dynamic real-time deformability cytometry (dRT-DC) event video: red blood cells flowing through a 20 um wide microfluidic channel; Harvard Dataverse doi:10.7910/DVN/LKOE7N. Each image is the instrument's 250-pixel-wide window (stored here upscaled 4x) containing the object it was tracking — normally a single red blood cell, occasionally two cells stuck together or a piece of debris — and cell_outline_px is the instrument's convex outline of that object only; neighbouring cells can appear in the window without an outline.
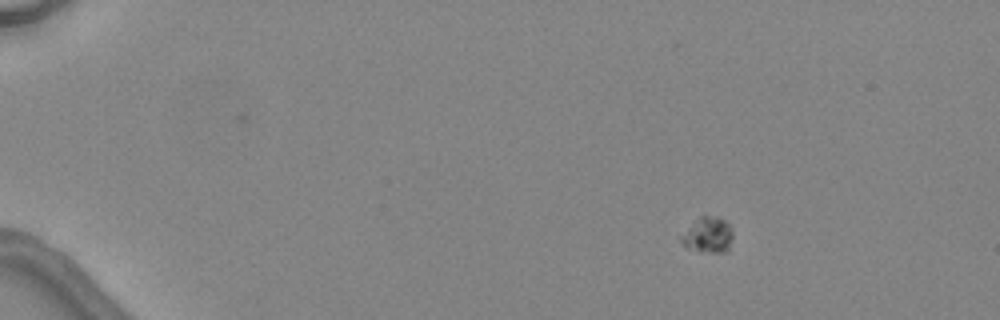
{"species": "common noctule bat (a hibernating species)", "species_latin": "Nyctalus noctula", "temperature_condition": "warm", "stored_images_in_passage": 6, "camera_frame_rate_fps": 3000, "um_per_image_px": 0.085, "animal": {"sex": "female", "body_mass_g": 24.6, "forearm_length_mm": 56.2}, "frame": {"image": 1, "passage_image": 2, "time_ms": 2.0, "image_size_px": [1000, 320], "cell_outline_px": [[732, 236], [728, 252], [700, 252], [688, 248], [680, 240], [680, 236], [700, 216], [716, 216], [724, 220], [732, 228]], "centroid_in_image_um": [60.19, 19.99], "position_along_channel_um": 24.8, "area_um2": 10.64}}
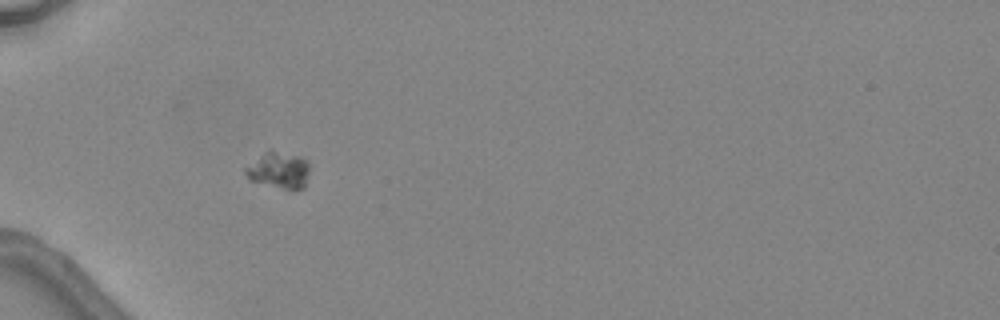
{"frame": {"image": 2, "passage_image": 5, "time_ms": 5.333, "image_size_px": [1000, 320], "cell_outline_px": [[308, 176], [304, 188], [284, 188], [248, 180], [244, 172], [244, 168], [268, 148], [272, 148], [300, 156], [308, 164]], "centroid_in_image_um": [23.66, 14.41], "position_along_channel_um": 61.3, "area_um2": 13.7}}